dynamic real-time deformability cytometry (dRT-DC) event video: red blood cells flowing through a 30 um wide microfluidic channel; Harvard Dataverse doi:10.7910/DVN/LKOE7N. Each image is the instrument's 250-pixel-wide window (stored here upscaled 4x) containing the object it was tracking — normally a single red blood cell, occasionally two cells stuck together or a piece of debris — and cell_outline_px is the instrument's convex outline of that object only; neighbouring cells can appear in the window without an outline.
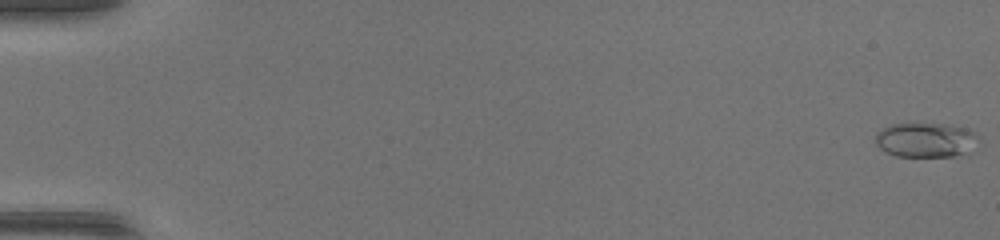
{"species": "common noctule bat (a hibernating species)", "species_latin": "Nyctalus noctula", "temperature_condition": "warm", "stored_images_in_passage": 49, "camera_frame_rate_fps": 3000, "um_per_image_px": 0.085, "animal": {"sex": "female", "body_mass_g": 17.0, "forearm_length_mm": 48.0}, "frame": {"image": 1, "passage_image": 2, "time_ms": 0.333, "image_size_px": [1000, 240], "cell_outline_px": [[964, 132], [960, 152], [952, 156], [896, 156], [880, 148], [876, 144], [876, 136], [884, 128], [896, 124], [924, 124], [956, 128]], "centroid_in_image_um": [78.23, 11.92], "position_along_channel_um": 6.8, "area_um2": 17.63}}
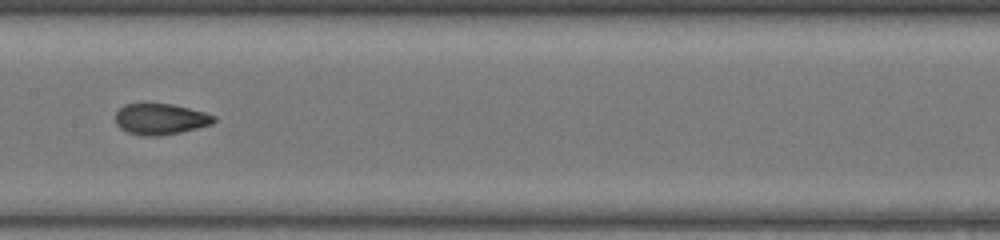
{"frame": {"image": 2, "passage_image": 27, "time_ms": 8.667, "image_size_px": [1000, 240], "cell_outline_px": [[216, 120], [212, 124], [180, 132], [160, 136], [144, 136], [128, 132], [120, 128], [116, 120], [116, 112], [124, 104], [172, 104], [204, 112], [216, 116]], "centroid_in_image_um": [13.65, 10.12], "position_along_channel_um": 193.8, "area_um2": 17.63}}
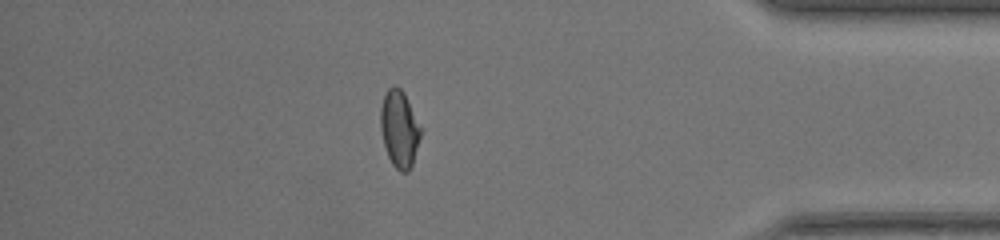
{"frame": {"image": 3, "passage_image": 43, "time_ms": 14.0, "image_size_px": [1000, 240], "cell_outline_px": [[420, 136], [412, 164], [408, 172], [400, 172], [392, 164], [388, 156], [384, 144], [380, 128], [380, 108], [384, 96], [388, 88], [392, 84], [396, 84], [404, 92], [420, 128]], "centroid_in_image_um": [33.91, 10.93], "position_along_channel_um": 401.3, "area_um2": 17.74}}